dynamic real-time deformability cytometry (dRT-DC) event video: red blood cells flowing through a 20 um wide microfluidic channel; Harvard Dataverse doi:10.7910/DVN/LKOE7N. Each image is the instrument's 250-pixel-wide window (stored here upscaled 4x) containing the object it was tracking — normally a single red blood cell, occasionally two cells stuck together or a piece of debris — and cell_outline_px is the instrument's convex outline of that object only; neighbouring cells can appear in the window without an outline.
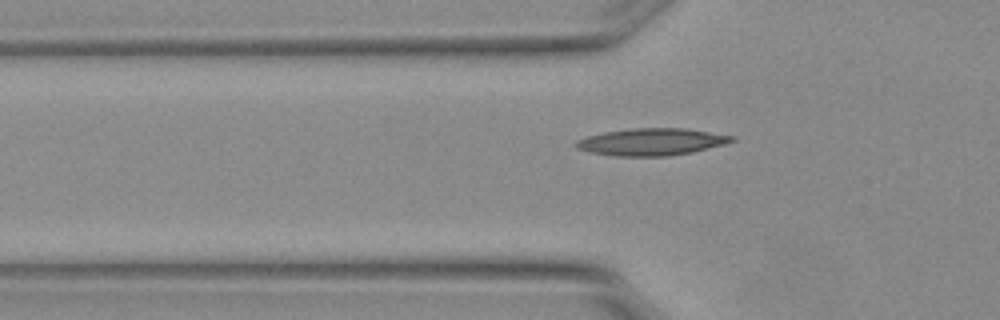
{"species": "Egyptian fruit bat (a non-hibernating species)", "species_latin": "Rousettus aegyptiacus", "temperature_condition": "warm", "stored_images_in_passage": 2, "camera_frame_rate_fps": 3000, "um_per_image_px": 0.085, "animal": {"sex": "female"}, "frame": {"image": 1, "passage_image": 2, "time_ms": 0.333, "image_size_px": [1000, 320], "cell_outline_px": [[736, 140], [724, 144], [692, 152], [668, 156], [616, 156], [588, 152], [576, 148], [572, 144], [576, 140], [588, 136], [604, 132], [632, 128], [688, 128], [736, 136]], "centroid_in_image_um": [55.37, 12.05], "position_along_channel_um": 70.4, "area_um2": 24.8}}